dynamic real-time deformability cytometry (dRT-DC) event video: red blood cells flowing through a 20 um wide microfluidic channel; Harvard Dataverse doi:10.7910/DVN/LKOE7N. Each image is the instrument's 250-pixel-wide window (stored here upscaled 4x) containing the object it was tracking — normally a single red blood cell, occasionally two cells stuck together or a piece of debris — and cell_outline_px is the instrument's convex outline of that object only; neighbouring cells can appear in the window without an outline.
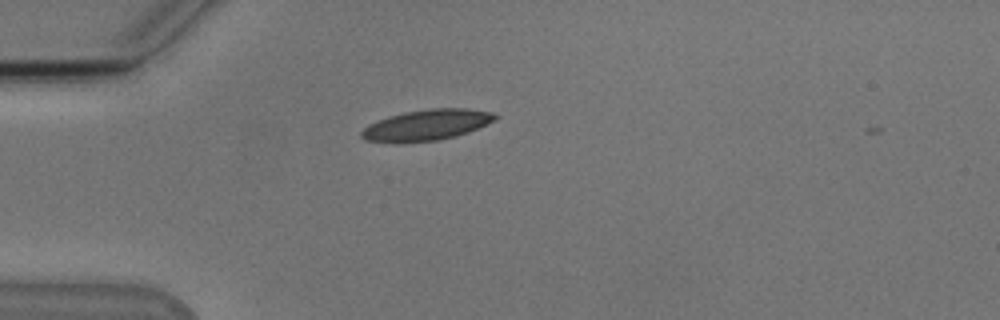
{"species": "Egyptian fruit bat (a non-hibernating species)", "species_latin": "Rousettus aegyptiacus", "temperature_condition": "cold", "stored_images_in_passage": 40, "camera_frame_rate_fps": 3000, "um_per_image_px": 0.085, "animal": {"sex": "male"}, "frame": {"image": 1, "passage_image": 1, "time_ms": 0.0, "image_size_px": [1000, 320], "cell_outline_px": [[500, 116], [496, 120], [468, 132], [456, 136], [436, 140], [396, 144], [392, 144], [364, 140], [360, 136], [360, 132], [368, 124], [388, 116], [404, 112], [432, 108], [468, 108], [492, 112]], "centroid_in_image_um": [36.23, 10.64], "position_along_channel_um": 48.8, "area_um2": 24.45}}
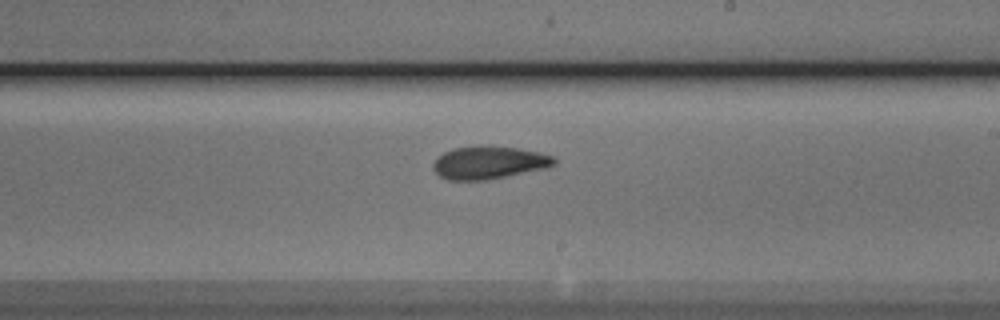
{"frame": {"image": 2, "passage_image": 18, "time_ms": 5.667, "image_size_px": [1000, 320], "cell_outline_px": [[556, 164], [548, 168], [488, 180], [448, 180], [440, 176], [432, 168], [432, 164], [436, 156], [452, 148], [516, 148], [540, 152], [552, 156], [556, 160]], "centroid_in_image_um": [41.56, 13.86], "position_along_channel_um": 247.4, "area_um2": 22.72}}
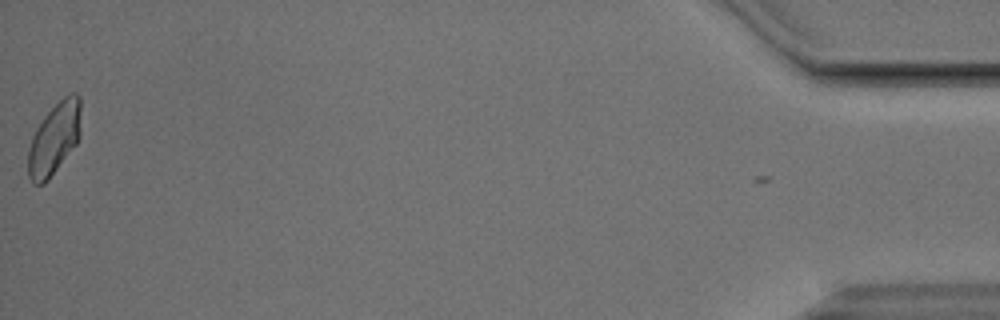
{"frame": {"image": 3, "passage_image": 40, "time_ms": 13.0, "image_size_px": [1000, 320], "cell_outline_px": [[80, 136], [76, 144], [48, 180], [44, 184], [32, 184], [28, 176], [28, 148], [32, 136], [36, 128], [44, 116], [64, 96], [72, 92], [76, 92], [80, 96]], "centroid_in_image_um": [4.61, 11.79], "position_along_channel_um": 430.6, "area_um2": 22.14}, "authors_computed_cell_mechanics": {"area_um2": 22.5131, "velocity_mm_per_s": 3.8074, "shape_relaxation_time_tau1_ms": null, "shape_relaxation_time_tau2_ms": 5.5432, "deformation_change_tau1": null, "deformation_change_tau2": 0.1147}}